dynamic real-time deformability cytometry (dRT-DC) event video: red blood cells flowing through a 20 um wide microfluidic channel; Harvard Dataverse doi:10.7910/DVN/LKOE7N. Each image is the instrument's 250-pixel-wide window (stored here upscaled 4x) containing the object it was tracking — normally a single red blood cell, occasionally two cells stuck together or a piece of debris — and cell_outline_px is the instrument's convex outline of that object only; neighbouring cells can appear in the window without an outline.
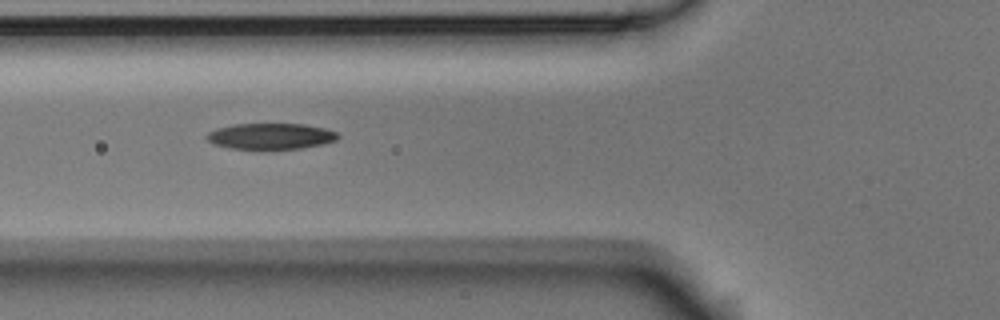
{"species": "Egyptian fruit bat (a non-hibernating species)", "species_latin": "Rousettus aegyptiacus", "temperature_condition": "room temperature", "stored_images_in_passage": 4, "camera_frame_rate_fps": 3000, "um_per_image_px": 0.085, "animal": {"sex": "male"}, "frame": {"image": 1, "passage_image": 2, "time_ms": 0.333, "image_size_px": [1000, 320], "cell_outline_px": [[340, 136], [336, 140], [324, 144], [300, 148], [228, 148], [216, 144], [208, 140], [204, 136], [208, 132], [216, 128], [236, 124], [304, 124], [324, 128], [336, 132]], "centroid_in_image_um": [23.02, 11.56], "position_along_channel_um": 102.8, "area_um2": 19.59}}
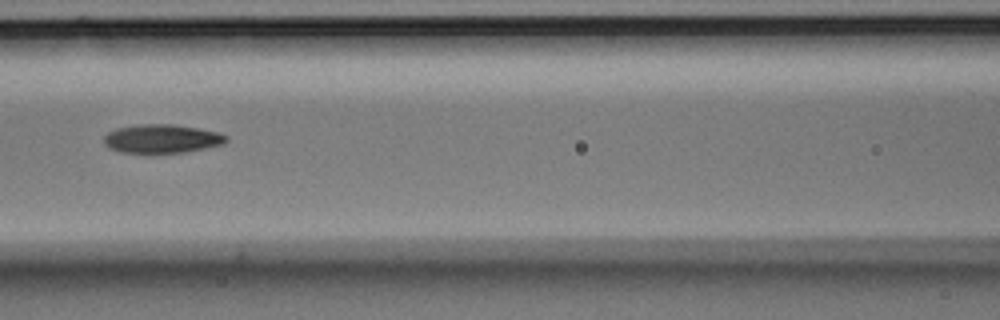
{"frame": {"image": 2, "passage_image": 3, "time_ms": 0.667, "image_size_px": [1000, 320], "cell_outline_px": [[228, 140], [224, 144], [184, 152], [120, 152], [108, 148], [104, 144], [104, 136], [108, 132], [116, 128], [136, 124], [172, 124], [200, 128], [220, 132], [228, 136]], "centroid_in_image_um": [13.77, 11.77], "position_along_channel_um": 152.8, "area_um2": 20.52}}
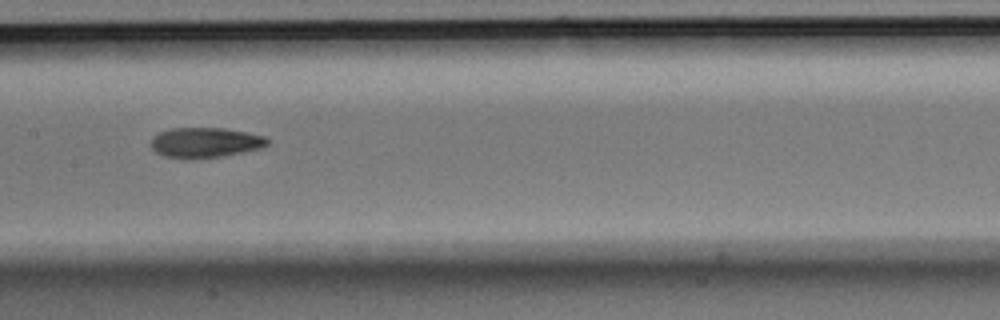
{"frame": {"image": 3, "passage_image": 4, "time_ms": 1.0, "image_size_px": [1000, 320], "cell_outline_px": [[268, 144], [260, 148], [220, 156], [192, 160], [188, 160], [160, 156], [152, 148], [152, 136], [160, 132], [172, 128], [224, 128], [248, 132], [264, 136], [268, 140]], "centroid_in_image_um": [17.39, 12.13], "position_along_channel_um": 190.0, "area_um2": 20.58}}